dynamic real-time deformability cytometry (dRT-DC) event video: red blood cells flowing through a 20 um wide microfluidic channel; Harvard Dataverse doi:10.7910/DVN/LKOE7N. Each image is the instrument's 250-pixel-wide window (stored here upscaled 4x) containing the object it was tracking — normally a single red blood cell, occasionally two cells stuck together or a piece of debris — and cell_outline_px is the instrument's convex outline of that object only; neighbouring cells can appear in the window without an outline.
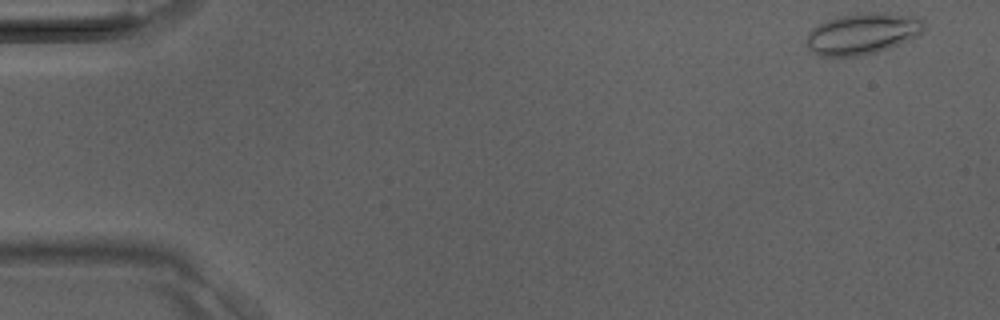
{"species": "Egyptian fruit bat (a non-hibernating species)", "species_latin": "Rousettus aegyptiacus", "temperature_condition": "room temperature", "stored_images_in_passage": 36, "camera_frame_rate_fps": 3000, "um_per_image_px": 0.085, "animal": {"sex": "male"}, "frame": {"image": 1, "passage_image": 1, "time_ms": 0.0, "image_size_px": [1000, 320], "cell_outline_px": [[924, 28], [916, 36], [908, 40], [888, 48], [876, 52], [860, 56], [820, 56], [812, 52], [808, 48], [808, 32], [812, 28], [828, 20], [840, 16], [872, 12], [876, 12], [912, 16], [924, 20]], "centroid_in_image_um": [73.3, 2.87], "position_along_channel_um": 11.7, "area_um2": 27.74}}
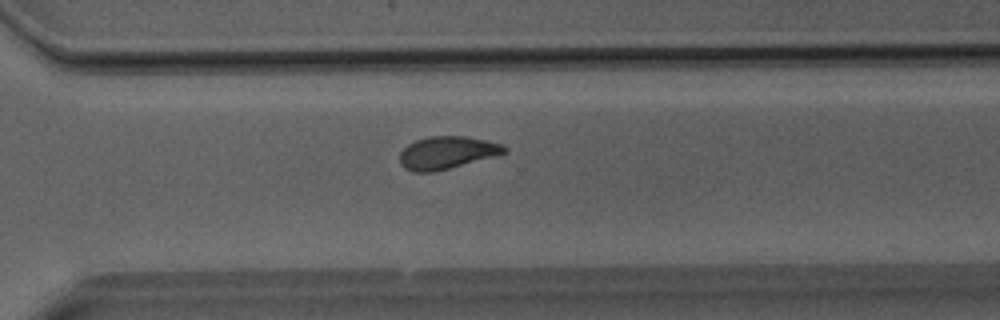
{"frame": {"image": 2, "passage_image": 27, "time_ms": 8.667, "image_size_px": [1000, 320], "cell_outline_px": [[508, 152], [448, 168], [432, 172], [412, 172], [404, 168], [400, 164], [400, 152], [408, 144], [416, 140], [428, 136], [464, 136], [484, 140], [500, 144], [508, 148]], "centroid_in_image_um": [37.94, 12.97], "position_along_channel_um": 332.7, "area_um2": 19.59}}
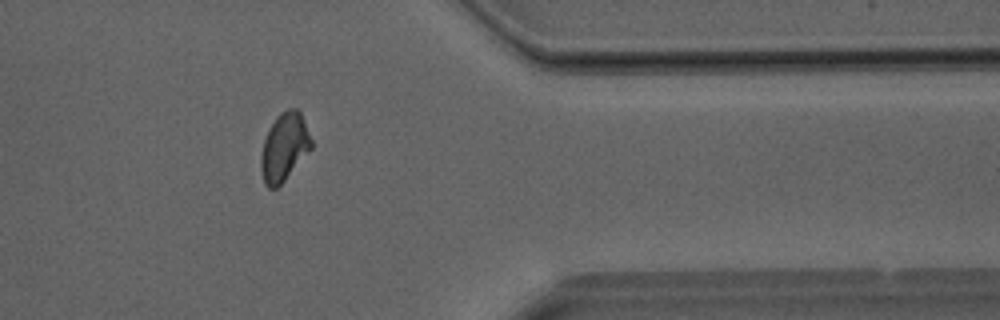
{"frame": {"image": 3, "passage_image": 31, "time_ms": 10.0, "image_size_px": [1000, 320], "cell_outline_px": [[312, 148], [284, 180], [276, 188], [268, 188], [264, 184], [260, 168], [260, 156], [264, 140], [276, 116], [280, 112], [288, 108], [296, 108], [300, 112], [312, 140]], "centroid_in_image_um": [24.15, 12.5], "position_along_channel_um": 387.3, "area_um2": 19.77}}